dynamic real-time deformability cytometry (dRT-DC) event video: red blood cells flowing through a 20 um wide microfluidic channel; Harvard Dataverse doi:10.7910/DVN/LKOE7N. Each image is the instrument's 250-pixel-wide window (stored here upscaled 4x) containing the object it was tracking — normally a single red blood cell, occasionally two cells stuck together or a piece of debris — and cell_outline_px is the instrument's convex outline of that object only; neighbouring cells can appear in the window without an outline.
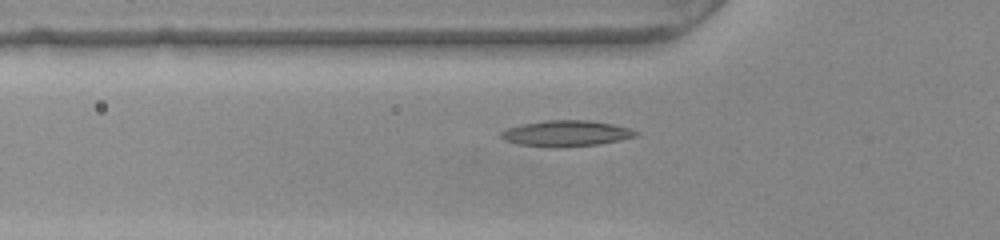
{"species": "common noctule bat (a hibernating species)", "species_latin": "Nyctalus noctula", "temperature_condition": "warm", "stored_images_in_passage": 37, "camera_frame_rate_fps": 3000, "um_per_image_px": 0.085, "animal": {"sex": "female", "body_mass_g": 22.0, "forearm_length_mm": 56.7}, "frame": {"image": 1, "passage_image": 11, "time_ms": 3.333, "image_size_px": [1000, 240], "cell_outline_px": [[640, 132], [636, 136], [620, 140], [600, 144], [560, 148], [552, 148], [520, 144], [504, 140], [500, 136], [500, 132], [508, 128], [520, 124], [544, 120], [588, 120], [612, 124], [628, 128]], "centroid_in_image_um": [48.11, 11.34], "position_along_channel_um": 77.7, "area_um2": 20.52}}
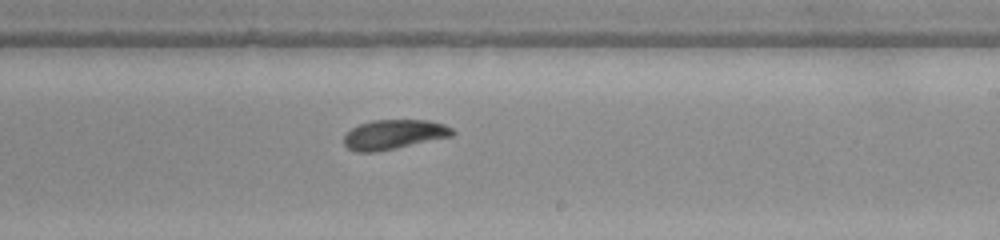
{"frame": {"image": 2, "passage_image": 25, "time_ms": 8.0, "image_size_px": [1000, 240], "cell_outline_px": [[456, 132], [452, 136], [396, 148], [372, 152], [356, 152], [348, 148], [344, 144], [344, 136], [352, 128], [360, 124], [372, 120], [428, 120], [444, 124], [452, 128]], "centroid_in_image_um": [33.49, 11.42], "position_along_channel_um": 255.5, "area_um2": 18.61}}
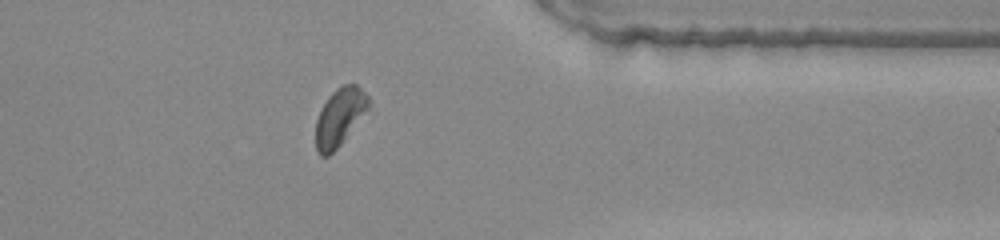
{"frame": {"image": 3, "passage_image": 36, "time_ms": 11.667, "image_size_px": [1000, 240], "cell_outline_px": [[368, 108], [340, 144], [328, 156], [320, 156], [316, 148], [316, 120], [328, 96], [336, 88], [344, 84], [356, 84], [368, 96]], "centroid_in_image_um": [28.84, 9.93], "position_along_channel_um": 382.6, "area_um2": 17.17}}